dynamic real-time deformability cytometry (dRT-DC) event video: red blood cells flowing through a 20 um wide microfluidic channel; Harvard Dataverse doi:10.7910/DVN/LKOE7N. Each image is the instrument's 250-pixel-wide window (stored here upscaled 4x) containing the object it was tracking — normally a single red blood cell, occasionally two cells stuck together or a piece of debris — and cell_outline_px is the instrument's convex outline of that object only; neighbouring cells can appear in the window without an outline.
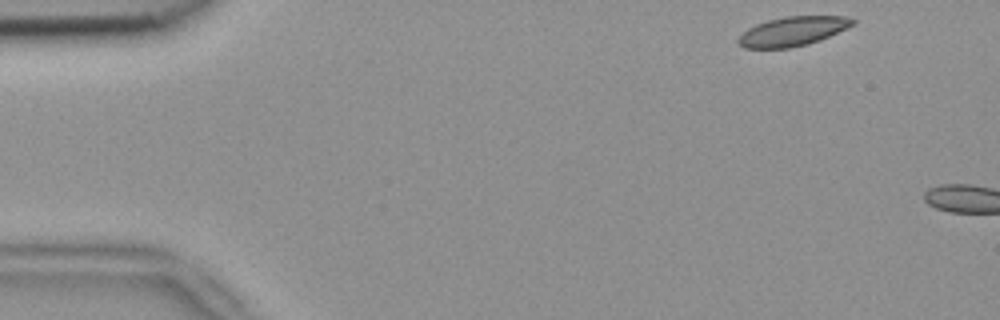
{"species": "common noctule bat (a hibernating species)", "species_latin": "Nyctalus noctula", "temperature_condition": "room temperature", "stored_images_in_passage": 4, "camera_frame_rate_fps": 3000, "um_per_image_px": 0.085, "animal": {"sex": "female", "body_mass_g": 18.4}, "frame": {"image": 1, "passage_image": 2, "time_ms": 0.333, "image_size_px": [1000, 320], "cell_outline_px": [[856, 24], [820, 40], [808, 44], [788, 48], [744, 48], [736, 40], [748, 28], [756, 24], [768, 20], [784, 16], [844, 16], [856, 20]], "centroid_in_image_um": [67.39, 2.65], "position_along_channel_um": 17.6, "area_um2": 19.48}}